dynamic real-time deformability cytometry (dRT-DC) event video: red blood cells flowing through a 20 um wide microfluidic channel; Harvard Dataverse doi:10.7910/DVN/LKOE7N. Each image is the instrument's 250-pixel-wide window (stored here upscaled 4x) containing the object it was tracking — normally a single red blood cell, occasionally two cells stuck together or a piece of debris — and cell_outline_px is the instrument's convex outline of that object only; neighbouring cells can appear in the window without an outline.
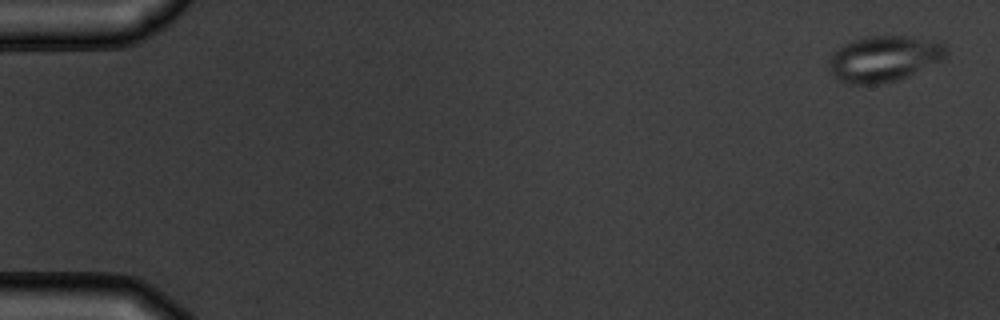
{"species": "common noctule bat (a hibernating species)", "species_latin": "Nyctalus noctula", "temperature_condition": "warm", "stored_images_in_passage": 8, "camera_frame_rate_fps": 3000, "um_per_image_px": 0.085, "animal": {"sex": "male", "body_mass_g": 19.5, "forearm_length_mm": 54.6}, "frame": {"image": 1, "passage_image": 1, "time_ms": 0.0, "image_size_px": [1000, 320], "cell_outline_px": [[948, 56], [940, 60], [896, 80], [876, 84], [844, 84], [828, 68], [828, 60], [844, 44], [852, 40], [864, 36], [908, 36], [944, 44], [948, 48]], "centroid_in_image_um": [75.11, 4.98], "position_along_channel_um": 9.9, "area_um2": 30.75}}